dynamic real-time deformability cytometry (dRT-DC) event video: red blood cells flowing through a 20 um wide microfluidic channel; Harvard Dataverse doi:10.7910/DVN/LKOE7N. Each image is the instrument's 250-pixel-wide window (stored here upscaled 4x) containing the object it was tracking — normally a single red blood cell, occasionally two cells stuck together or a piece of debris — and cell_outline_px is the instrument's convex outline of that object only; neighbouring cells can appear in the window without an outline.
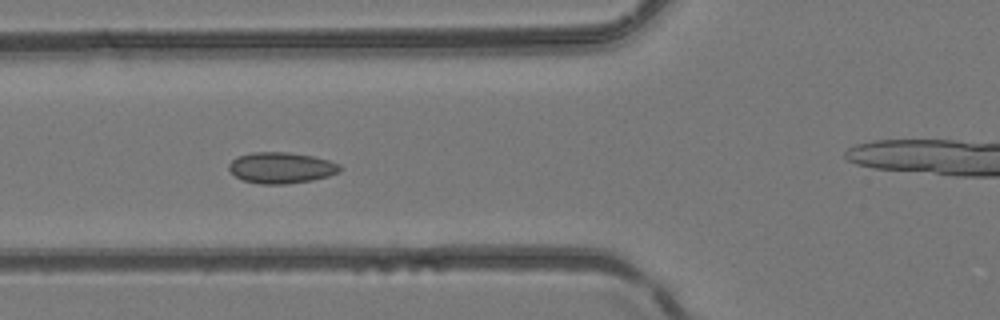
{"species": "common noctule bat (a hibernating species)", "species_latin": "Nyctalus noctula", "temperature_condition": "room temperature", "stored_images_in_passage": 6, "segment_of_instrument_passage": [1, 2], "camera_frame_rate_fps": 3000, "um_per_image_px": 0.085, "animal": {"sex": "female", "body_mass_g": 24.6, "forearm_length_mm": 56.2}, "frame": {"image": 1, "passage_image": 5, "time_ms": 1.333, "image_size_px": [1000, 320], "cell_outline_px": [[344, 168], [340, 172], [328, 176], [312, 180], [288, 184], [260, 184], [244, 180], [236, 176], [228, 168], [228, 164], [236, 156], [252, 152], [288, 152], [312, 156], [328, 160], [340, 164]], "centroid_in_image_um": [23.92, 14.26], "position_along_channel_um": 101.9, "area_um2": 20.23}}